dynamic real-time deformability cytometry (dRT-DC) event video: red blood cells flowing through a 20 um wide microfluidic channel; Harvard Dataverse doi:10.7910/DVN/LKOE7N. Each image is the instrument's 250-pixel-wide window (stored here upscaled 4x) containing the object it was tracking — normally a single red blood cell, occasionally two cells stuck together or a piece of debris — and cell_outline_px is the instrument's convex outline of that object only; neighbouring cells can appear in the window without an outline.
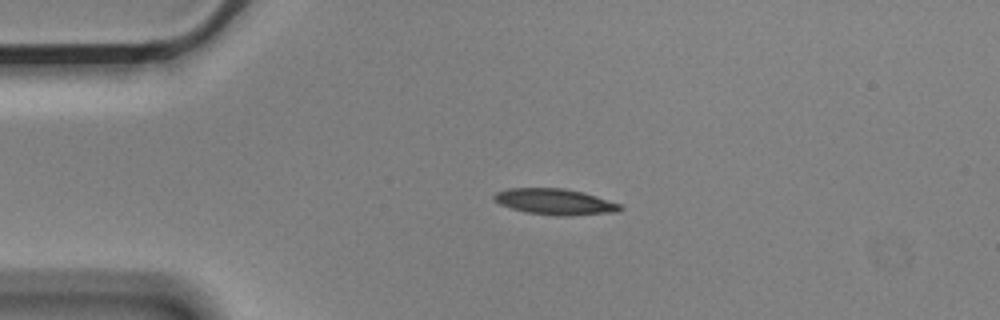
{"species": "Egyptian fruit bat (a non-hibernating species)", "species_latin": "Rousettus aegyptiacus", "temperature_condition": "cold", "stored_images_in_passage": 3, "camera_frame_rate_fps": 3000, "um_per_image_px": 0.085, "animal": {"sex": "male"}, "frame": {"image": 1, "passage_image": 3, "time_ms": 0.667, "image_size_px": [1000, 320], "cell_outline_px": [[624, 208], [616, 212], [568, 216], [556, 216], [528, 212], [512, 208], [500, 204], [492, 200], [492, 196], [496, 192], [508, 188], [564, 188], [596, 196], [620, 204]], "centroid_in_image_um": [47.14, 17.15], "position_along_channel_um": 37.9, "area_um2": 19.02}}